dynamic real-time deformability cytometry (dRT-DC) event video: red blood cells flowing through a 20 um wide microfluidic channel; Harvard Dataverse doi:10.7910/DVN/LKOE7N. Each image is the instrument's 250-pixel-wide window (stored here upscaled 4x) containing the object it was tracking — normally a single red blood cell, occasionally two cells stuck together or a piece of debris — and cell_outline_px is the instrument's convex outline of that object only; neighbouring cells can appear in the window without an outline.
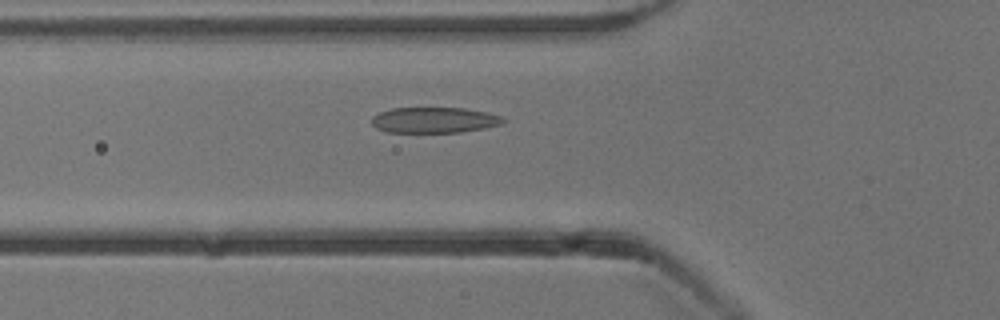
{"species": "common noctule bat (a hibernating species)", "species_latin": "Nyctalus noctula", "temperature_condition": "cold", "stored_images_in_passage": 53, "camera_frame_rate_fps": 3000, "um_per_image_px": 0.085, "animal": {"sex": "male", "body_mass_g": 13.3}, "frame": {"image": 1, "passage_image": 19, "time_ms": 6.0, "image_size_px": [1000, 320], "cell_outline_px": [[508, 120], [504, 124], [484, 128], [460, 132], [388, 132], [376, 128], [372, 124], [372, 116], [380, 112], [392, 108], [464, 108], [488, 112], [500, 116]], "centroid_in_image_um": [36.95, 10.2], "position_along_channel_um": 88.9, "area_um2": 19.77}}
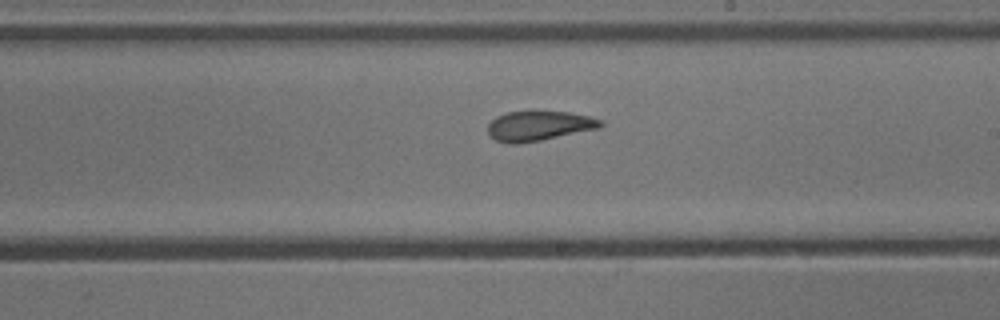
{"frame": {"image": 2, "passage_image": 31, "time_ms": 10.0, "image_size_px": [1000, 320], "cell_outline_px": [[604, 124], [600, 128], [540, 140], [516, 144], [508, 144], [496, 140], [488, 132], [488, 124], [496, 116], [508, 112], [568, 112], [588, 116], [600, 120]], "centroid_in_image_um": [45.79, 10.7], "position_along_channel_um": 243.2, "area_um2": 19.25}}
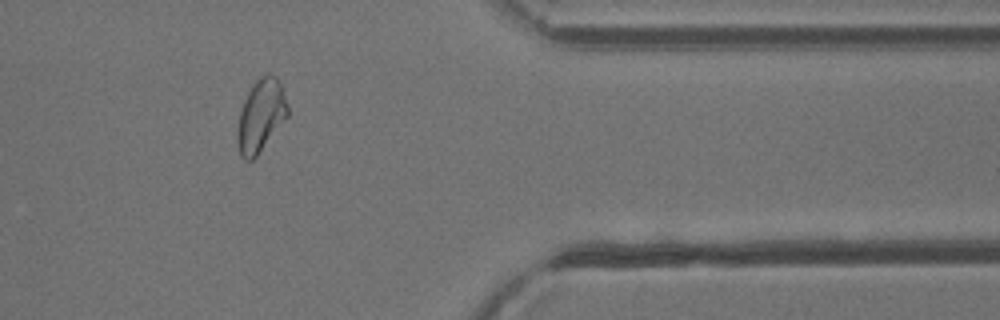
{"frame": {"image": 3, "passage_image": 44, "time_ms": 14.333, "image_size_px": [1000, 320], "cell_outline_px": [[288, 116], [256, 156], [252, 160], [244, 160], [240, 156], [236, 140], [236, 132], [240, 112], [244, 100], [252, 84], [260, 76], [268, 72], [276, 76], [280, 84], [288, 108]], "centroid_in_image_um": [22.14, 9.83], "position_along_channel_um": 389.3, "area_um2": 21.15}, "authors_computed_cell_mechanics": {"area_um2": 21.3282, "velocity_mm_per_s": 3.839, "shape_relaxation_time_tau1_ms": 8.3454, "shape_relaxation_time_tau2_ms": 1.3821, "deformation_change_tau1": 0.21, "deformation_change_tau2": 0.085}}